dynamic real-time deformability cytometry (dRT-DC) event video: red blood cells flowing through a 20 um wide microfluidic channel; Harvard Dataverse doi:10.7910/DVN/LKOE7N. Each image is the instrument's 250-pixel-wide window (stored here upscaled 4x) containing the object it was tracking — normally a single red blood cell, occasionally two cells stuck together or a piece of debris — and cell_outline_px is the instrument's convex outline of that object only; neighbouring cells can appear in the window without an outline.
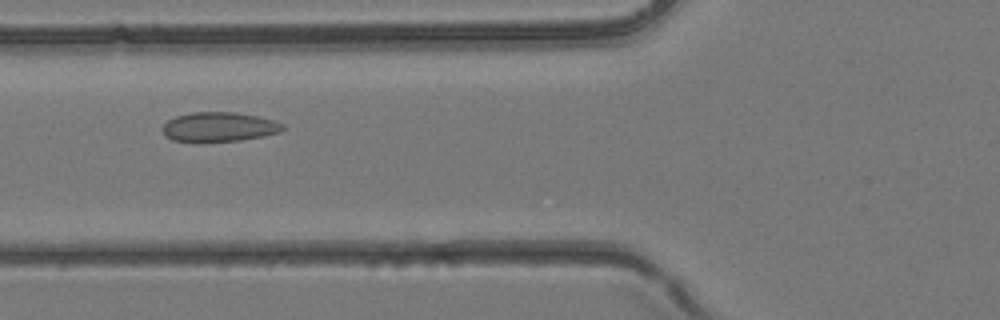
{"species": "common noctule bat (a hibernating species)", "species_latin": "Nyctalus noctula", "temperature_condition": "room temperature", "stored_images_in_passage": 4, "camera_frame_rate_fps": 3000, "um_per_image_px": 0.085, "animal": {"sex": "female", "body_mass_g": 24.6, "forearm_length_mm": 56.2}, "frame": {"image": 1, "passage_image": 4, "time_ms": 1.0, "image_size_px": [1000, 320], "cell_outline_px": [[284, 128], [280, 132], [264, 136], [240, 140], [204, 144], [172, 140], [164, 136], [164, 124], [168, 120], [176, 116], [192, 112], [236, 112], [256, 116], [272, 120], [284, 124]], "centroid_in_image_um": [18.59, 10.82], "position_along_channel_um": 107.2, "area_um2": 21.1}}